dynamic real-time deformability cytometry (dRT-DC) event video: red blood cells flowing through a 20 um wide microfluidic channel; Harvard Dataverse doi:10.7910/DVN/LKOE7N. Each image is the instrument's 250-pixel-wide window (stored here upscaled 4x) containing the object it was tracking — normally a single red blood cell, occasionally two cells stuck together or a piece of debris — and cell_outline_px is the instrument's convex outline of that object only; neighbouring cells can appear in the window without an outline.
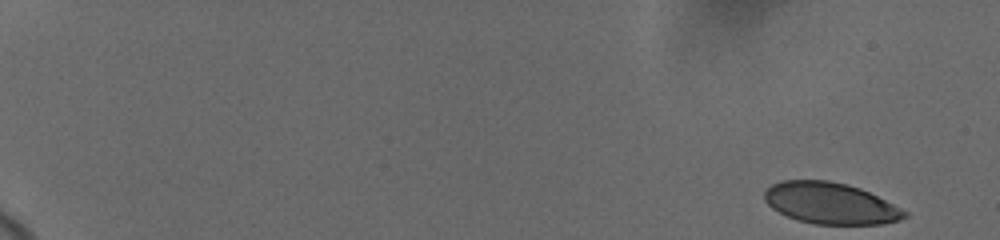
{"species": "human", "species_latin": "Homo sapiens", "temperature_condition": "cold", "stored_images_in_passage": 42, "camera_frame_rate_fps": 3000, "um_per_image_px": 0.085, "donor": {"sex": "female"}, "frame": {"image": 1, "passage_image": 1, "time_ms": 0.0, "image_size_px": [1000, 240], "cell_outline_px": [[908, 216], [900, 220], [884, 224], [812, 224], [788, 216], [772, 208], [764, 200], [764, 192], [772, 184], [780, 180], [828, 180], [848, 184], [860, 188], [908, 212]], "centroid_in_image_um": [70.58, 17.27], "position_along_channel_um": 14.4, "area_um2": 33.64}}
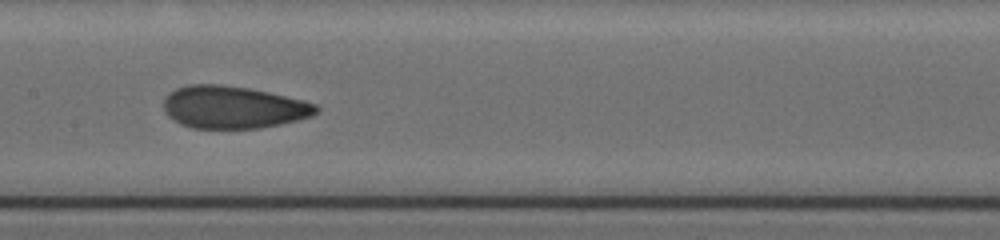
{"frame": {"image": 2, "passage_image": 23, "time_ms": 10.0, "image_size_px": [1000, 240], "cell_outline_px": [[320, 108], [312, 116], [280, 124], [260, 128], [192, 128], [180, 124], [172, 120], [164, 112], [164, 100], [176, 88], [188, 84], [220, 84], [248, 88], [268, 92], [304, 100], [316, 104]], "centroid_in_image_um": [19.81, 9.11], "position_along_channel_um": 187.6, "area_um2": 37.69}}
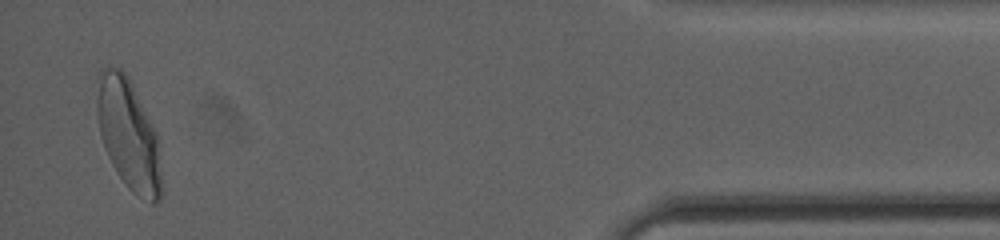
{"frame": {"image": 3, "passage_image": 42, "time_ms": 18.0, "image_size_px": [1000, 240], "cell_outline_px": [[160, 200], [156, 204], [152, 204], [136, 196], [128, 188], [116, 172], [104, 148], [100, 136], [96, 116], [96, 72], [100, 68], [108, 64], [120, 68], [128, 76], [156, 136], [160, 172]], "centroid_in_image_um": [10.83, 11.37], "position_along_channel_um": 424.4, "area_um2": 41.56}, "authors_computed_cell_mechanics": {"area_um2": 37.2521, "velocity_mm_per_s": 3.6665, "shape_relaxation_time_tau1_ms": 6.6413, "shape_relaxation_time_tau2_ms": 1.0023, "deformation_change_tau1": 0.1694, "deformation_change_tau2": 0.0659}}